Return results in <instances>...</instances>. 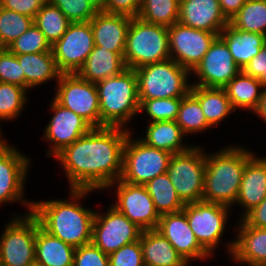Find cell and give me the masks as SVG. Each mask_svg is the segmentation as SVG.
<instances>
[{
  "label": "cell",
  "instance_id": "obj_50",
  "mask_svg": "<svg viewBox=\"0 0 266 266\" xmlns=\"http://www.w3.org/2000/svg\"><path fill=\"white\" fill-rule=\"evenodd\" d=\"M253 113L266 123V88L263 89L258 107Z\"/></svg>",
  "mask_w": 266,
  "mask_h": 266
},
{
  "label": "cell",
  "instance_id": "obj_11",
  "mask_svg": "<svg viewBox=\"0 0 266 266\" xmlns=\"http://www.w3.org/2000/svg\"><path fill=\"white\" fill-rule=\"evenodd\" d=\"M54 99L87 121L100 128L99 97L95 83L80 78L76 73L61 74L56 83Z\"/></svg>",
  "mask_w": 266,
  "mask_h": 266
},
{
  "label": "cell",
  "instance_id": "obj_45",
  "mask_svg": "<svg viewBox=\"0 0 266 266\" xmlns=\"http://www.w3.org/2000/svg\"><path fill=\"white\" fill-rule=\"evenodd\" d=\"M47 0H0V7L34 19Z\"/></svg>",
  "mask_w": 266,
  "mask_h": 266
},
{
  "label": "cell",
  "instance_id": "obj_34",
  "mask_svg": "<svg viewBox=\"0 0 266 266\" xmlns=\"http://www.w3.org/2000/svg\"><path fill=\"white\" fill-rule=\"evenodd\" d=\"M180 0H141L138 17L145 22L170 27L178 22Z\"/></svg>",
  "mask_w": 266,
  "mask_h": 266
},
{
  "label": "cell",
  "instance_id": "obj_10",
  "mask_svg": "<svg viewBox=\"0 0 266 266\" xmlns=\"http://www.w3.org/2000/svg\"><path fill=\"white\" fill-rule=\"evenodd\" d=\"M186 214L191 230L199 244L212 256L218 249L228 226L231 208L205 201L186 203Z\"/></svg>",
  "mask_w": 266,
  "mask_h": 266
},
{
  "label": "cell",
  "instance_id": "obj_28",
  "mask_svg": "<svg viewBox=\"0 0 266 266\" xmlns=\"http://www.w3.org/2000/svg\"><path fill=\"white\" fill-rule=\"evenodd\" d=\"M227 44L234 62L243 69L266 45V36L245 32L228 24L219 34Z\"/></svg>",
  "mask_w": 266,
  "mask_h": 266
},
{
  "label": "cell",
  "instance_id": "obj_17",
  "mask_svg": "<svg viewBox=\"0 0 266 266\" xmlns=\"http://www.w3.org/2000/svg\"><path fill=\"white\" fill-rule=\"evenodd\" d=\"M22 153L16 146H12L0 157V207L16 202L23 204V207L25 205L27 212H32L33 201L24 197L32 160Z\"/></svg>",
  "mask_w": 266,
  "mask_h": 266
},
{
  "label": "cell",
  "instance_id": "obj_5",
  "mask_svg": "<svg viewBox=\"0 0 266 266\" xmlns=\"http://www.w3.org/2000/svg\"><path fill=\"white\" fill-rule=\"evenodd\" d=\"M123 59L133 70L170 59L168 27L131 18Z\"/></svg>",
  "mask_w": 266,
  "mask_h": 266
},
{
  "label": "cell",
  "instance_id": "obj_7",
  "mask_svg": "<svg viewBox=\"0 0 266 266\" xmlns=\"http://www.w3.org/2000/svg\"><path fill=\"white\" fill-rule=\"evenodd\" d=\"M14 213L0 234V266H35L37 217Z\"/></svg>",
  "mask_w": 266,
  "mask_h": 266
},
{
  "label": "cell",
  "instance_id": "obj_30",
  "mask_svg": "<svg viewBox=\"0 0 266 266\" xmlns=\"http://www.w3.org/2000/svg\"><path fill=\"white\" fill-rule=\"evenodd\" d=\"M190 93L199 101L207 123L212 128L235 112L224 88L191 86Z\"/></svg>",
  "mask_w": 266,
  "mask_h": 266
},
{
  "label": "cell",
  "instance_id": "obj_53",
  "mask_svg": "<svg viewBox=\"0 0 266 266\" xmlns=\"http://www.w3.org/2000/svg\"><path fill=\"white\" fill-rule=\"evenodd\" d=\"M259 81H260L263 89H265L266 88V72H263V74L259 78Z\"/></svg>",
  "mask_w": 266,
  "mask_h": 266
},
{
  "label": "cell",
  "instance_id": "obj_37",
  "mask_svg": "<svg viewBox=\"0 0 266 266\" xmlns=\"http://www.w3.org/2000/svg\"><path fill=\"white\" fill-rule=\"evenodd\" d=\"M28 91L16 84L0 82V123L16 120L28 102Z\"/></svg>",
  "mask_w": 266,
  "mask_h": 266
},
{
  "label": "cell",
  "instance_id": "obj_22",
  "mask_svg": "<svg viewBox=\"0 0 266 266\" xmlns=\"http://www.w3.org/2000/svg\"><path fill=\"white\" fill-rule=\"evenodd\" d=\"M266 197V157L255 154L246 164L235 206H241L242 219ZM237 204V205H236Z\"/></svg>",
  "mask_w": 266,
  "mask_h": 266
},
{
  "label": "cell",
  "instance_id": "obj_52",
  "mask_svg": "<svg viewBox=\"0 0 266 266\" xmlns=\"http://www.w3.org/2000/svg\"><path fill=\"white\" fill-rule=\"evenodd\" d=\"M92 3L98 11H102L105 8L106 0H88Z\"/></svg>",
  "mask_w": 266,
  "mask_h": 266
},
{
  "label": "cell",
  "instance_id": "obj_25",
  "mask_svg": "<svg viewBox=\"0 0 266 266\" xmlns=\"http://www.w3.org/2000/svg\"><path fill=\"white\" fill-rule=\"evenodd\" d=\"M123 54L109 51L104 47L94 46L86 62L76 74L92 83L116 76L126 69Z\"/></svg>",
  "mask_w": 266,
  "mask_h": 266
},
{
  "label": "cell",
  "instance_id": "obj_54",
  "mask_svg": "<svg viewBox=\"0 0 266 266\" xmlns=\"http://www.w3.org/2000/svg\"><path fill=\"white\" fill-rule=\"evenodd\" d=\"M5 49V47L3 46V44L1 43V41H0V51H2V50H4Z\"/></svg>",
  "mask_w": 266,
  "mask_h": 266
},
{
  "label": "cell",
  "instance_id": "obj_29",
  "mask_svg": "<svg viewBox=\"0 0 266 266\" xmlns=\"http://www.w3.org/2000/svg\"><path fill=\"white\" fill-rule=\"evenodd\" d=\"M147 124L145 136L140 135L138 138L150 147L178 154L188 151L193 146L182 141L186 136L176 121H157Z\"/></svg>",
  "mask_w": 266,
  "mask_h": 266
},
{
  "label": "cell",
  "instance_id": "obj_20",
  "mask_svg": "<svg viewBox=\"0 0 266 266\" xmlns=\"http://www.w3.org/2000/svg\"><path fill=\"white\" fill-rule=\"evenodd\" d=\"M237 221L234 241L226 244L228 256L236 264L266 266V228L249 226L242 219Z\"/></svg>",
  "mask_w": 266,
  "mask_h": 266
},
{
  "label": "cell",
  "instance_id": "obj_23",
  "mask_svg": "<svg viewBox=\"0 0 266 266\" xmlns=\"http://www.w3.org/2000/svg\"><path fill=\"white\" fill-rule=\"evenodd\" d=\"M130 23L131 17L99 11L90 20L95 46L124 53Z\"/></svg>",
  "mask_w": 266,
  "mask_h": 266
},
{
  "label": "cell",
  "instance_id": "obj_51",
  "mask_svg": "<svg viewBox=\"0 0 266 266\" xmlns=\"http://www.w3.org/2000/svg\"><path fill=\"white\" fill-rule=\"evenodd\" d=\"M2 133L3 132L0 127V157L4 155L13 146V144H8L9 142L4 138Z\"/></svg>",
  "mask_w": 266,
  "mask_h": 266
},
{
  "label": "cell",
  "instance_id": "obj_36",
  "mask_svg": "<svg viewBox=\"0 0 266 266\" xmlns=\"http://www.w3.org/2000/svg\"><path fill=\"white\" fill-rule=\"evenodd\" d=\"M176 123L185 136L196 135L212 128L207 123L199 101L190 92L181 100Z\"/></svg>",
  "mask_w": 266,
  "mask_h": 266
},
{
  "label": "cell",
  "instance_id": "obj_39",
  "mask_svg": "<svg viewBox=\"0 0 266 266\" xmlns=\"http://www.w3.org/2000/svg\"><path fill=\"white\" fill-rule=\"evenodd\" d=\"M6 48L15 55L52 51V45L34 23Z\"/></svg>",
  "mask_w": 266,
  "mask_h": 266
},
{
  "label": "cell",
  "instance_id": "obj_38",
  "mask_svg": "<svg viewBox=\"0 0 266 266\" xmlns=\"http://www.w3.org/2000/svg\"><path fill=\"white\" fill-rule=\"evenodd\" d=\"M32 24L33 18L0 7V41L3 46L6 48Z\"/></svg>",
  "mask_w": 266,
  "mask_h": 266
},
{
  "label": "cell",
  "instance_id": "obj_24",
  "mask_svg": "<svg viewBox=\"0 0 266 266\" xmlns=\"http://www.w3.org/2000/svg\"><path fill=\"white\" fill-rule=\"evenodd\" d=\"M75 247L45 231L37 219L35 266H73Z\"/></svg>",
  "mask_w": 266,
  "mask_h": 266
},
{
  "label": "cell",
  "instance_id": "obj_12",
  "mask_svg": "<svg viewBox=\"0 0 266 266\" xmlns=\"http://www.w3.org/2000/svg\"><path fill=\"white\" fill-rule=\"evenodd\" d=\"M142 231L110 204L107 212L95 213L91 243L110 255L122 246L138 241Z\"/></svg>",
  "mask_w": 266,
  "mask_h": 266
},
{
  "label": "cell",
  "instance_id": "obj_44",
  "mask_svg": "<svg viewBox=\"0 0 266 266\" xmlns=\"http://www.w3.org/2000/svg\"><path fill=\"white\" fill-rule=\"evenodd\" d=\"M73 266H110L109 257L89 243L75 248Z\"/></svg>",
  "mask_w": 266,
  "mask_h": 266
},
{
  "label": "cell",
  "instance_id": "obj_13",
  "mask_svg": "<svg viewBox=\"0 0 266 266\" xmlns=\"http://www.w3.org/2000/svg\"><path fill=\"white\" fill-rule=\"evenodd\" d=\"M113 188L117 199L111 204L113 207L143 231L157 229L160 215L155 210L153 200L144 185L131 184L119 179L112 182L105 191Z\"/></svg>",
  "mask_w": 266,
  "mask_h": 266
},
{
  "label": "cell",
  "instance_id": "obj_27",
  "mask_svg": "<svg viewBox=\"0 0 266 266\" xmlns=\"http://www.w3.org/2000/svg\"><path fill=\"white\" fill-rule=\"evenodd\" d=\"M25 75V89L30 91L48 81L57 83L61 72L57 68L52 51L16 55Z\"/></svg>",
  "mask_w": 266,
  "mask_h": 266
},
{
  "label": "cell",
  "instance_id": "obj_26",
  "mask_svg": "<svg viewBox=\"0 0 266 266\" xmlns=\"http://www.w3.org/2000/svg\"><path fill=\"white\" fill-rule=\"evenodd\" d=\"M139 240L145 266H188L184 258L157 229L142 231Z\"/></svg>",
  "mask_w": 266,
  "mask_h": 266
},
{
  "label": "cell",
  "instance_id": "obj_40",
  "mask_svg": "<svg viewBox=\"0 0 266 266\" xmlns=\"http://www.w3.org/2000/svg\"><path fill=\"white\" fill-rule=\"evenodd\" d=\"M182 98L139 100V113H145L150 121H176Z\"/></svg>",
  "mask_w": 266,
  "mask_h": 266
},
{
  "label": "cell",
  "instance_id": "obj_33",
  "mask_svg": "<svg viewBox=\"0 0 266 266\" xmlns=\"http://www.w3.org/2000/svg\"><path fill=\"white\" fill-rule=\"evenodd\" d=\"M229 24L241 31L266 36V0H247Z\"/></svg>",
  "mask_w": 266,
  "mask_h": 266
},
{
  "label": "cell",
  "instance_id": "obj_47",
  "mask_svg": "<svg viewBox=\"0 0 266 266\" xmlns=\"http://www.w3.org/2000/svg\"><path fill=\"white\" fill-rule=\"evenodd\" d=\"M242 71L258 79L263 72H266V45L246 64Z\"/></svg>",
  "mask_w": 266,
  "mask_h": 266
},
{
  "label": "cell",
  "instance_id": "obj_8",
  "mask_svg": "<svg viewBox=\"0 0 266 266\" xmlns=\"http://www.w3.org/2000/svg\"><path fill=\"white\" fill-rule=\"evenodd\" d=\"M133 131L128 133L123 148L122 181L145 185L158 175L167 172L173 154L150 147L139 138L132 139Z\"/></svg>",
  "mask_w": 266,
  "mask_h": 266
},
{
  "label": "cell",
  "instance_id": "obj_18",
  "mask_svg": "<svg viewBox=\"0 0 266 266\" xmlns=\"http://www.w3.org/2000/svg\"><path fill=\"white\" fill-rule=\"evenodd\" d=\"M52 117L44 129V137L51 148L45 151L47 157H54L63 148L73 144L93 127L82 117L60 105L54 98L49 104ZM52 155V156H51Z\"/></svg>",
  "mask_w": 266,
  "mask_h": 266
},
{
  "label": "cell",
  "instance_id": "obj_19",
  "mask_svg": "<svg viewBox=\"0 0 266 266\" xmlns=\"http://www.w3.org/2000/svg\"><path fill=\"white\" fill-rule=\"evenodd\" d=\"M157 230L188 264L197 259L203 261L212 258L199 244L183 211L161 215Z\"/></svg>",
  "mask_w": 266,
  "mask_h": 266
},
{
  "label": "cell",
  "instance_id": "obj_42",
  "mask_svg": "<svg viewBox=\"0 0 266 266\" xmlns=\"http://www.w3.org/2000/svg\"><path fill=\"white\" fill-rule=\"evenodd\" d=\"M0 82L19 85L25 88V75L15 54L7 48L0 51Z\"/></svg>",
  "mask_w": 266,
  "mask_h": 266
},
{
  "label": "cell",
  "instance_id": "obj_48",
  "mask_svg": "<svg viewBox=\"0 0 266 266\" xmlns=\"http://www.w3.org/2000/svg\"><path fill=\"white\" fill-rule=\"evenodd\" d=\"M242 220L249 226L266 228V197L258 206L249 211Z\"/></svg>",
  "mask_w": 266,
  "mask_h": 266
},
{
  "label": "cell",
  "instance_id": "obj_2",
  "mask_svg": "<svg viewBox=\"0 0 266 266\" xmlns=\"http://www.w3.org/2000/svg\"><path fill=\"white\" fill-rule=\"evenodd\" d=\"M68 192L66 200H33L32 213L45 231L76 248L91 243L96 211L85 208L81 199L96 191L70 189Z\"/></svg>",
  "mask_w": 266,
  "mask_h": 266
},
{
  "label": "cell",
  "instance_id": "obj_31",
  "mask_svg": "<svg viewBox=\"0 0 266 266\" xmlns=\"http://www.w3.org/2000/svg\"><path fill=\"white\" fill-rule=\"evenodd\" d=\"M235 111L248 110L253 113L258 107L263 87L258 78L242 70L224 87Z\"/></svg>",
  "mask_w": 266,
  "mask_h": 266
},
{
  "label": "cell",
  "instance_id": "obj_46",
  "mask_svg": "<svg viewBox=\"0 0 266 266\" xmlns=\"http://www.w3.org/2000/svg\"><path fill=\"white\" fill-rule=\"evenodd\" d=\"M140 6L141 0H106L102 12L134 18L138 17Z\"/></svg>",
  "mask_w": 266,
  "mask_h": 266
},
{
  "label": "cell",
  "instance_id": "obj_15",
  "mask_svg": "<svg viewBox=\"0 0 266 266\" xmlns=\"http://www.w3.org/2000/svg\"><path fill=\"white\" fill-rule=\"evenodd\" d=\"M242 69L234 62L225 41L217 36L201 62L191 72L192 86L224 88Z\"/></svg>",
  "mask_w": 266,
  "mask_h": 266
},
{
  "label": "cell",
  "instance_id": "obj_16",
  "mask_svg": "<svg viewBox=\"0 0 266 266\" xmlns=\"http://www.w3.org/2000/svg\"><path fill=\"white\" fill-rule=\"evenodd\" d=\"M170 58L192 72L201 62L215 33L185 26L179 22L168 27Z\"/></svg>",
  "mask_w": 266,
  "mask_h": 266
},
{
  "label": "cell",
  "instance_id": "obj_4",
  "mask_svg": "<svg viewBox=\"0 0 266 266\" xmlns=\"http://www.w3.org/2000/svg\"><path fill=\"white\" fill-rule=\"evenodd\" d=\"M95 85L99 97L100 128L107 126L131 130L128 122L139 114L140 107L135 70L126 68Z\"/></svg>",
  "mask_w": 266,
  "mask_h": 266
},
{
  "label": "cell",
  "instance_id": "obj_21",
  "mask_svg": "<svg viewBox=\"0 0 266 266\" xmlns=\"http://www.w3.org/2000/svg\"><path fill=\"white\" fill-rule=\"evenodd\" d=\"M178 22L217 36L229 24L221 12L219 0H180Z\"/></svg>",
  "mask_w": 266,
  "mask_h": 266
},
{
  "label": "cell",
  "instance_id": "obj_3",
  "mask_svg": "<svg viewBox=\"0 0 266 266\" xmlns=\"http://www.w3.org/2000/svg\"><path fill=\"white\" fill-rule=\"evenodd\" d=\"M241 144L206 153L202 201L233 208L238 198L245 164L255 155Z\"/></svg>",
  "mask_w": 266,
  "mask_h": 266
},
{
  "label": "cell",
  "instance_id": "obj_41",
  "mask_svg": "<svg viewBox=\"0 0 266 266\" xmlns=\"http://www.w3.org/2000/svg\"><path fill=\"white\" fill-rule=\"evenodd\" d=\"M71 22H89L99 11L88 0H47Z\"/></svg>",
  "mask_w": 266,
  "mask_h": 266
},
{
  "label": "cell",
  "instance_id": "obj_35",
  "mask_svg": "<svg viewBox=\"0 0 266 266\" xmlns=\"http://www.w3.org/2000/svg\"><path fill=\"white\" fill-rule=\"evenodd\" d=\"M33 23L41 30L51 45L63 36L71 24L60 9L48 1L37 12Z\"/></svg>",
  "mask_w": 266,
  "mask_h": 266
},
{
  "label": "cell",
  "instance_id": "obj_32",
  "mask_svg": "<svg viewBox=\"0 0 266 266\" xmlns=\"http://www.w3.org/2000/svg\"><path fill=\"white\" fill-rule=\"evenodd\" d=\"M151 196L155 210L161 216L182 211L185 203L179 198L167 173L158 175L144 185Z\"/></svg>",
  "mask_w": 266,
  "mask_h": 266
},
{
  "label": "cell",
  "instance_id": "obj_1",
  "mask_svg": "<svg viewBox=\"0 0 266 266\" xmlns=\"http://www.w3.org/2000/svg\"><path fill=\"white\" fill-rule=\"evenodd\" d=\"M130 131L122 127L92 128L56 154L54 159L63 167L69 189L105 191L119 180Z\"/></svg>",
  "mask_w": 266,
  "mask_h": 266
},
{
  "label": "cell",
  "instance_id": "obj_9",
  "mask_svg": "<svg viewBox=\"0 0 266 266\" xmlns=\"http://www.w3.org/2000/svg\"><path fill=\"white\" fill-rule=\"evenodd\" d=\"M204 146L193 145L188 151L173 154L167 174L179 198L186 203L202 201L206 170Z\"/></svg>",
  "mask_w": 266,
  "mask_h": 266
},
{
  "label": "cell",
  "instance_id": "obj_43",
  "mask_svg": "<svg viewBox=\"0 0 266 266\" xmlns=\"http://www.w3.org/2000/svg\"><path fill=\"white\" fill-rule=\"evenodd\" d=\"M108 257L110 266H145L140 240L122 246Z\"/></svg>",
  "mask_w": 266,
  "mask_h": 266
},
{
  "label": "cell",
  "instance_id": "obj_49",
  "mask_svg": "<svg viewBox=\"0 0 266 266\" xmlns=\"http://www.w3.org/2000/svg\"><path fill=\"white\" fill-rule=\"evenodd\" d=\"M247 0H219L222 14L230 21Z\"/></svg>",
  "mask_w": 266,
  "mask_h": 266
},
{
  "label": "cell",
  "instance_id": "obj_6",
  "mask_svg": "<svg viewBox=\"0 0 266 266\" xmlns=\"http://www.w3.org/2000/svg\"><path fill=\"white\" fill-rule=\"evenodd\" d=\"M139 100L183 98L191 89V72L174 60L144 65L135 69Z\"/></svg>",
  "mask_w": 266,
  "mask_h": 266
},
{
  "label": "cell",
  "instance_id": "obj_14",
  "mask_svg": "<svg viewBox=\"0 0 266 266\" xmlns=\"http://www.w3.org/2000/svg\"><path fill=\"white\" fill-rule=\"evenodd\" d=\"M94 46L90 21L71 23L63 36L52 45L57 68L62 74L77 73Z\"/></svg>",
  "mask_w": 266,
  "mask_h": 266
}]
</instances>
